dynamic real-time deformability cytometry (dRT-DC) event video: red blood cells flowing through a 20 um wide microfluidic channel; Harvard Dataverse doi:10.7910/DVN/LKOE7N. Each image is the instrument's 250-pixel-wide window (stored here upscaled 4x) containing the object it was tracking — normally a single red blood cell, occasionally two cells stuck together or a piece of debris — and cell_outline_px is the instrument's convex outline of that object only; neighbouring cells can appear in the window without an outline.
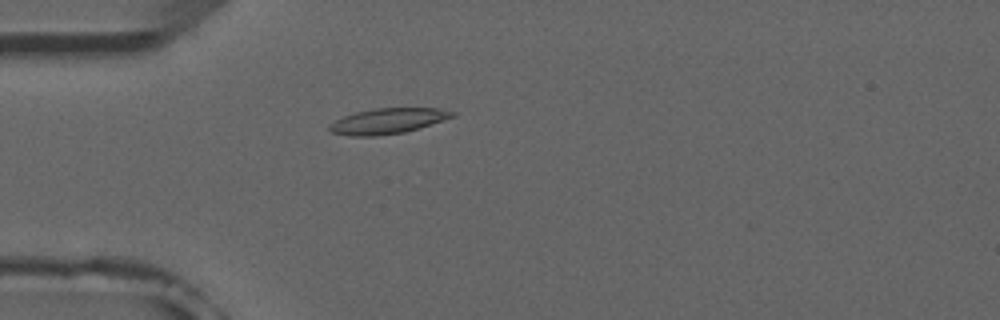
{"species": "common noctule bat (a hibernating species)", "species_latin": "Nyctalus noctula", "temperature_condition": "room temperature", "stored_images_in_passage": 4, "camera_frame_rate_fps": 3000, "um_per_image_px": 0.085, "animal": {"sex": "male", "forearm_length_mm": 52.5}, "frame": {"image": 1, "passage_image": 4, "time_ms": 3.333, "image_size_px": [1000, 320], "cell_outline_px": [[456, 116], [420, 128], [404, 132], [376, 136], [348, 136], [332, 132], [328, 128], [328, 124], [344, 116], [356, 112], [376, 108], [440, 108], [456, 112]], "centroid_in_image_um": [32.98, 10.28], "position_along_channel_um": 52.0, "area_um2": 18.32}}